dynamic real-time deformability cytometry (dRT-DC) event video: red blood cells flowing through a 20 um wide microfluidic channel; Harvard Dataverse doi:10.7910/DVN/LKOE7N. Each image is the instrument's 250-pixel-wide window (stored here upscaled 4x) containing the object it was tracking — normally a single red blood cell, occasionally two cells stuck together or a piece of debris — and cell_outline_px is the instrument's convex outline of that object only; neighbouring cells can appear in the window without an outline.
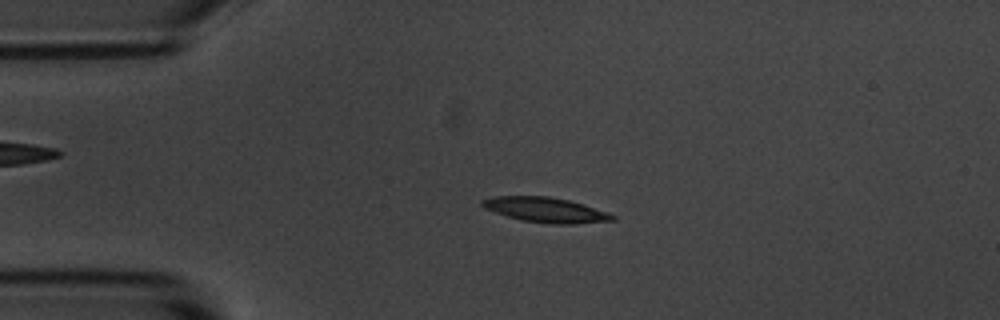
{"species": "common noctule bat (a hibernating species)", "species_latin": "Nyctalus noctula", "temperature_condition": "room temperature", "stored_images_in_passage": 5, "camera_frame_rate_fps": 3000, "um_per_image_px": 0.085, "animal": {"sex": "male", "body_mass_g": 20.1, "forearm_length_mm": 53.5}, "frame": {"image": 1, "passage_image": 3, "time_ms": 2.333, "image_size_px": [1000, 320], "cell_outline_px": [[616, 220], [576, 224], [552, 224], [520, 220], [484, 208], [480, 204], [480, 200], [492, 196], [548, 196], [568, 200], [584, 204], [608, 212], [616, 216]], "centroid_in_image_um": [46.39, 17.84], "position_along_channel_um": 38.6, "area_um2": 19.07}}
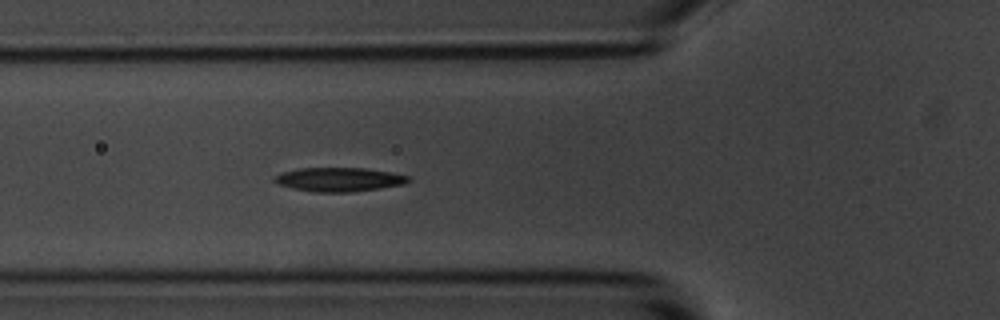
{"frame": {"image": 2, "passage_image": 5, "time_ms": 4.667, "image_size_px": [1000, 320], "cell_outline_px": [[412, 180], [404, 184], [380, 188], [352, 192], [316, 192], [292, 188], [280, 184], [272, 180], [272, 176], [280, 172], [296, 168], [364, 168], [388, 172], [408, 176]], "centroid_in_image_um": [28.76, 15.25], "position_along_channel_um": 97.0, "area_um2": 18.73}}